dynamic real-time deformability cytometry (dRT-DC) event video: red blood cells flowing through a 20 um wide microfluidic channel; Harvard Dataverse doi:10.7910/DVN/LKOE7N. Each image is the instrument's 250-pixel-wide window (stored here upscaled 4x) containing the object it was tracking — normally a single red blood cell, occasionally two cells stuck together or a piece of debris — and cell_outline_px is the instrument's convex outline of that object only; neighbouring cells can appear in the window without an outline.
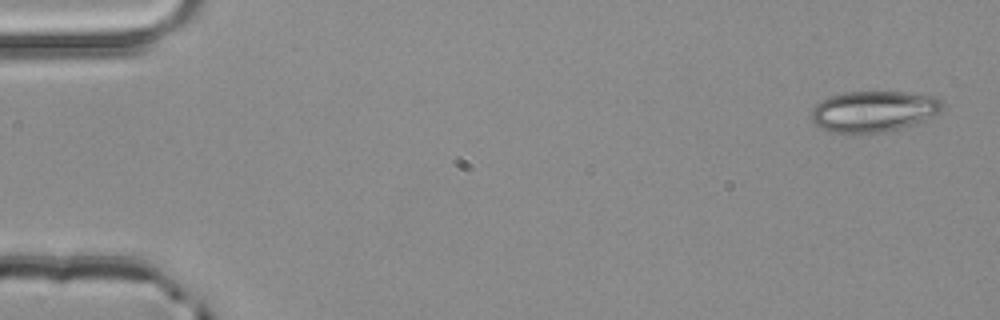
{"species": "common noctule bat (a hibernating species)", "species_latin": "Nyctalus noctula", "temperature_condition": "room temperature", "stored_images_in_passage": 4, "camera_frame_rate_fps": 3000, "um_per_image_px": 0.085, "animal": {"sex": "male", "body_mass_g": 20.4}, "frame": {"image": 1, "passage_image": 1, "time_ms": 0.0, "image_size_px": [1000, 320], "cell_outline_px": [[944, 108], [936, 116], [900, 128], [884, 132], [860, 136], [832, 132], [816, 124], [812, 120], [812, 108], [816, 104], [828, 96], [848, 92], [904, 92], [932, 96], [944, 100]], "centroid_in_image_um": [74.28, 9.49], "position_along_channel_um": 10.7, "area_um2": 31.85}}